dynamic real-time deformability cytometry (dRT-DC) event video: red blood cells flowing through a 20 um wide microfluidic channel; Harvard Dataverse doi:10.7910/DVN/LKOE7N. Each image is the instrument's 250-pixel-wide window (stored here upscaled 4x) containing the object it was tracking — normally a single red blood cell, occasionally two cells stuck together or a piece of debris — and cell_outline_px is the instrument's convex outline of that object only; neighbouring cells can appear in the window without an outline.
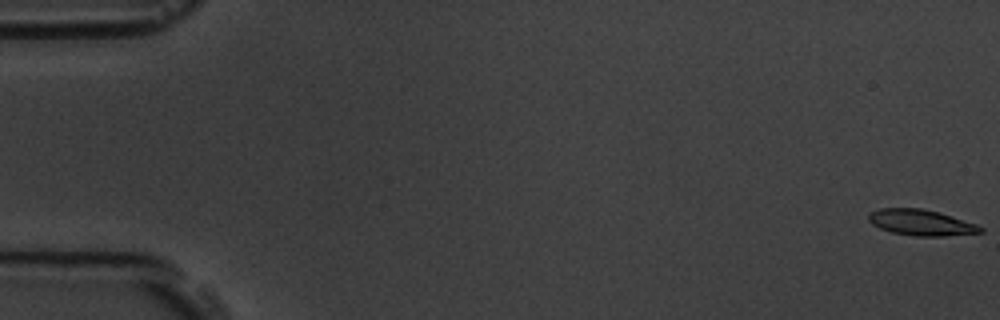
{"species": "common noctule bat (a hibernating species)", "species_latin": "Nyctalus noctula", "temperature_condition": "room temperature", "stored_images_in_passage": 6, "camera_frame_rate_fps": 3000, "um_per_image_px": 0.085, "animal": {"sex": "male", "body_mass_g": 19.5, "forearm_length_mm": 54.6}, "frame": {"image": 1, "passage_image": 1, "time_ms": 0.0, "image_size_px": [1000, 320], "cell_outline_px": [[984, 232], [944, 236], [916, 236], [892, 232], [880, 228], [872, 224], [868, 220], [868, 216], [872, 212], [880, 208], [920, 208], [936, 212], [976, 224], [984, 228]], "centroid_in_image_um": [78.28, 18.92], "position_along_channel_um": 6.7, "area_um2": 16.59}}
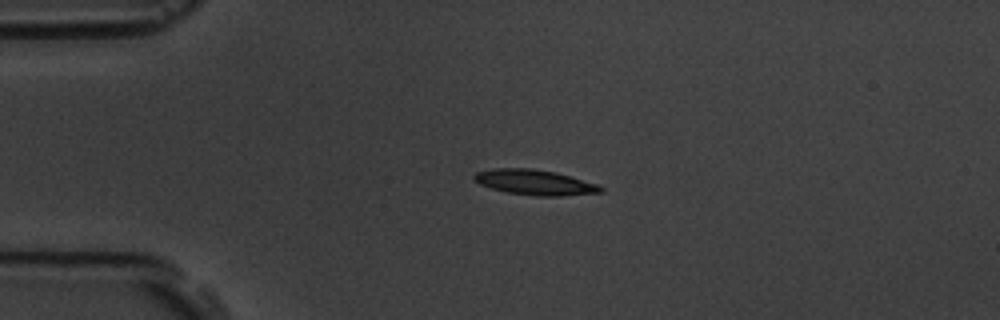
{"frame": {"image": 2, "passage_image": 5, "time_ms": 4.333, "image_size_px": [1000, 320], "cell_outline_px": [[604, 192], [560, 196], [536, 196], [508, 192], [492, 188], [480, 184], [472, 176], [476, 172], [492, 168], [532, 168], [556, 172], [596, 184], [604, 188]], "centroid_in_image_um": [45.46, 15.49], "position_along_channel_um": 39.5, "area_um2": 18.5}}